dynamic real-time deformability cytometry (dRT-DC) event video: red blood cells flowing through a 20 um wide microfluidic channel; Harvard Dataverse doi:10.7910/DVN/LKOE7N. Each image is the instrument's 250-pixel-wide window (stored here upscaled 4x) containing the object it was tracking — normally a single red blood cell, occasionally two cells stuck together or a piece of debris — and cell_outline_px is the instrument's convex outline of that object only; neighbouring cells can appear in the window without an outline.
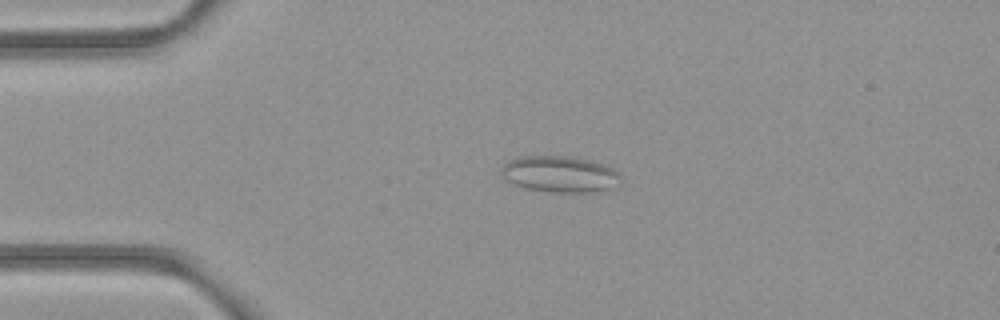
{"species": "common noctule bat (a hibernating species)", "species_latin": "Nyctalus noctula", "temperature_condition": "room temperature", "stored_images_in_passage": 42, "camera_frame_rate_fps": 3000, "um_per_image_px": 0.085, "animal": {"sex": "female", "body_mass_g": 21.9}, "frame": {"image": 1, "passage_image": 2, "time_ms": 0.333, "image_size_px": [1000, 320], "cell_outline_px": [[620, 176], [612, 188], [596, 192], [552, 192], [528, 188], [504, 180], [500, 172], [504, 164], [508, 160], [520, 156], [572, 156], [592, 160], [604, 164], [612, 168]], "centroid_in_image_um": [47.55, 14.78], "position_along_channel_um": 37.4, "area_um2": 25.2}}
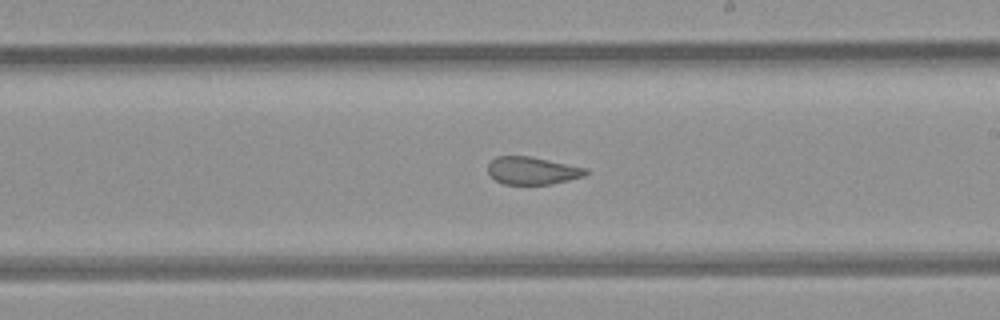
{"frame": {"image": 2, "passage_image": 20, "time_ms": 6.333, "image_size_px": [1000, 320], "cell_outline_px": [[588, 172], [584, 176], [552, 184], [504, 184], [496, 180], [488, 172], [488, 164], [496, 156], [532, 156], [588, 168]], "centroid_in_image_um": [45.27, 14.49], "position_along_channel_um": 243.7, "area_um2": 15.78}}
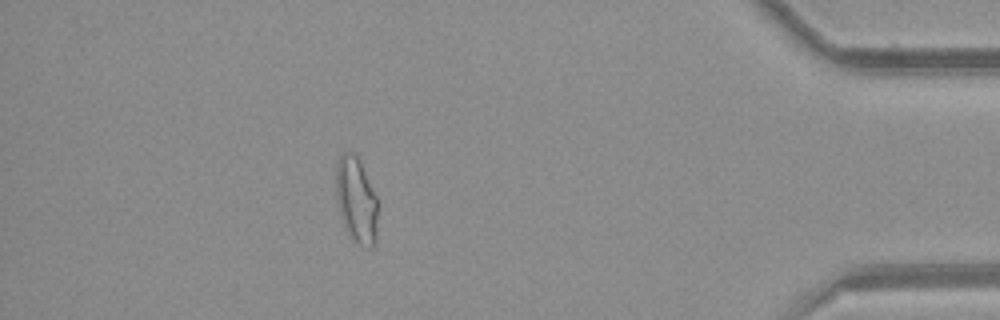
{"frame": {"image": 3, "passage_image": 36, "time_ms": 11.667, "image_size_px": [1000, 320], "cell_outline_px": [[376, 236], [372, 248], [368, 248], [356, 244], [352, 240], [344, 228], [336, 196], [336, 160], [344, 152], [352, 152], [356, 156], [376, 196]], "centroid_in_image_um": [30.25, 17.05], "position_along_channel_um": 404.9, "area_um2": 20.58}, "authors_computed_cell_mechanics": {"area_um2": 18.3515, "velocity_mm_per_s": 3.9891, "shape_relaxation_time_tau1_ms": null, "shape_relaxation_time_tau2_ms": 1.1396, "deformation_change_tau1": null, "deformation_change_tau2": 0.0762}}